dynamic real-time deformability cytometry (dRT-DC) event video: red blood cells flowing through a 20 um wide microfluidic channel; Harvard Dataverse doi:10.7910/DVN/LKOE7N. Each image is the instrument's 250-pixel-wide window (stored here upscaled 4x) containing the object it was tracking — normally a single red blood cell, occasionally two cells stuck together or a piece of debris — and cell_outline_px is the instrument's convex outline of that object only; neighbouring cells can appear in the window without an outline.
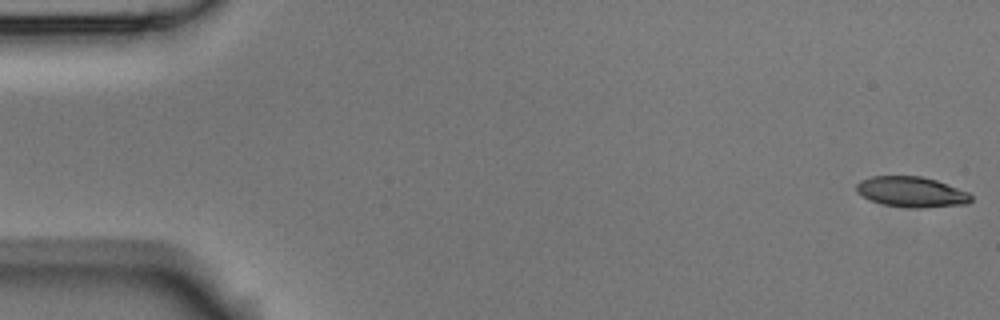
{"species": "Egyptian fruit bat (a non-hibernating species)", "species_latin": "Rousettus aegyptiacus", "temperature_condition": "room temperature", "stored_images_in_passage": 11, "camera_frame_rate_fps": 3000, "um_per_image_px": 0.085, "animal": {"sex": "male"}, "frame": {"image": 1, "passage_image": 1, "time_ms": 0.0, "image_size_px": [1000, 320], "cell_outline_px": [[972, 200], [968, 204], [924, 208], [916, 208], [884, 204], [868, 200], [856, 192], [856, 184], [860, 180], [872, 176], [920, 176], [936, 180], [968, 192], [972, 196]], "centroid_in_image_um": [77.47, 16.31], "position_along_channel_um": 7.5, "area_um2": 20.4}}